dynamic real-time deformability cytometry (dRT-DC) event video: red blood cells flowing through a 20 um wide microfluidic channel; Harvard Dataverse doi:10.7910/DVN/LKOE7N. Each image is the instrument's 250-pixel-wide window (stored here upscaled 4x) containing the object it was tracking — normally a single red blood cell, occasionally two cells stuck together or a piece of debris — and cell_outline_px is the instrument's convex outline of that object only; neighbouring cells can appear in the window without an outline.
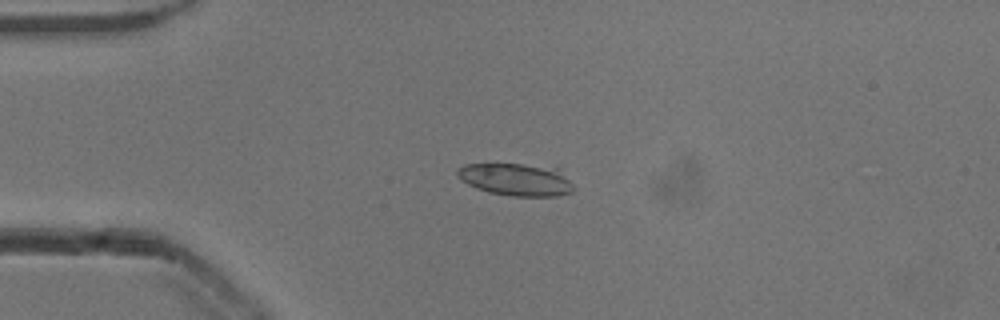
{"species": "common noctule bat (a hibernating species)", "species_latin": "Nyctalus noctula", "temperature_condition": "cold", "stored_images_in_passage": 16, "camera_frame_rate_fps": 3000, "um_per_image_px": 0.085, "animal": {"sex": "male", "body_mass_g": 13.3}, "frame": {"image": 1, "passage_image": 13, "time_ms": 4.0, "image_size_px": [1000, 320], "cell_outline_px": [[576, 188], [572, 192], [556, 196], [512, 196], [488, 192], [476, 188], [460, 180], [456, 176], [456, 168], [464, 164], [520, 164], [560, 168]], "centroid_in_image_um": [43.87, 15.25], "position_along_channel_um": 41.1, "area_um2": 22.25}}